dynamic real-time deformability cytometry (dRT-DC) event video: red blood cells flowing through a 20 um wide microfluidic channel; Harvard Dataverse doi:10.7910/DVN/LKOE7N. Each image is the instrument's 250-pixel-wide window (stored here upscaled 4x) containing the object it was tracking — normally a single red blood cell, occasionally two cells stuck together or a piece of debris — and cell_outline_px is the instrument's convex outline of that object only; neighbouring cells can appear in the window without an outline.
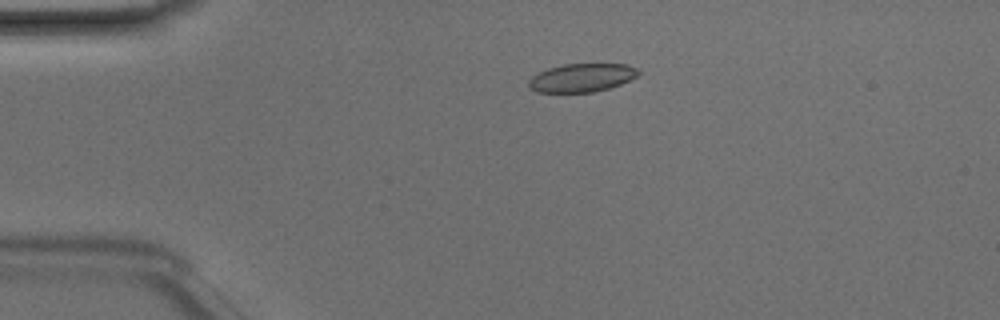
{"species": "Egyptian fruit bat (a non-hibernating species)", "species_latin": "Rousettus aegyptiacus", "temperature_condition": "room temperature", "stored_images_in_passage": 40, "camera_frame_rate_fps": 3000, "um_per_image_px": 0.085, "animal": {"sex": "male"}, "frame": {"image": 1, "passage_image": 2, "time_ms": 0.333, "image_size_px": [1000, 320], "cell_outline_px": [[640, 72], [636, 76], [620, 84], [608, 88], [592, 92], [536, 92], [528, 88], [528, 80], [532, 76], [548, 68], [564, 64], [628, 64], [636, 68]], "centroid_in_image_um": [49.41, 6.6], "position_along_channel_um": 35.6, "area_um2": 18.03}}
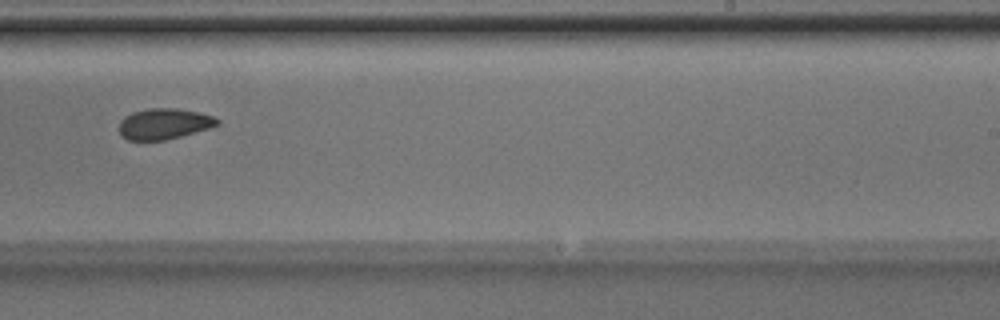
{"frame": {"image": 2, "passage_image": 22, "time_ms": 7.0, "image_size_px": [1000, 320], "cell_outline_px": [[220, 124], [212, 128], [164, 140], [128, 140], [120, 136], [120, 120], [124, 116], [132, 112], [148, 108], [176, 108], [216, 116], [220, 120]], "centroid_in_image_um": [13.97, 10.52], "position_along_channel_um": 275.0, "area_um2": 17.8}}
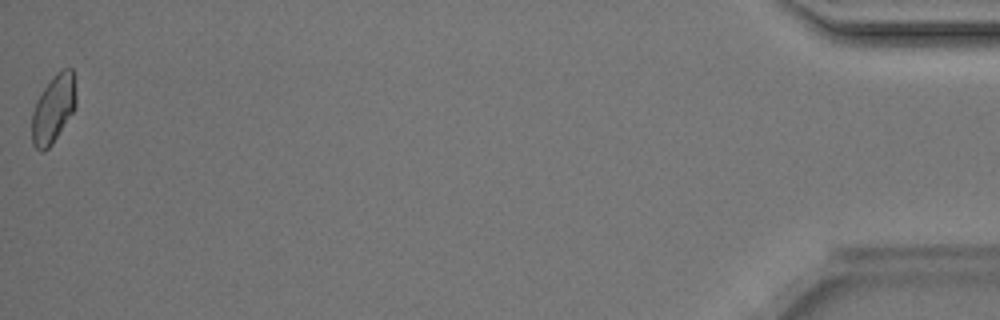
{"frame": {"image": 3, "passage_image": 40, "time_ms": 13.0, "image_size_px": [1000, 320], "cell_outline_px": [[76, 104], [72, 112], [52, 144], [44, 152], [40, 152], [32, 144], [32, 112], [36, 100], [44, 88], [56, 72], [64, 68], [72, 68], [76, 96]], "centroid_in_image_um": [4.52, 9.26], "position_along_channel_um": 430.7, "area_um2": 17.34}, "authors_computed_cell_mechanics": {"area_um2": 18.1203, "velocity_mm_per_s": 4.1919, "shape_relaxation_time_tau1_ms": 4.2413, "shape_relaxation_time_tau2_ms": 2.1365, "deformation_change_tau1": 0.089, "deformation_change_tau2": 0.064}}